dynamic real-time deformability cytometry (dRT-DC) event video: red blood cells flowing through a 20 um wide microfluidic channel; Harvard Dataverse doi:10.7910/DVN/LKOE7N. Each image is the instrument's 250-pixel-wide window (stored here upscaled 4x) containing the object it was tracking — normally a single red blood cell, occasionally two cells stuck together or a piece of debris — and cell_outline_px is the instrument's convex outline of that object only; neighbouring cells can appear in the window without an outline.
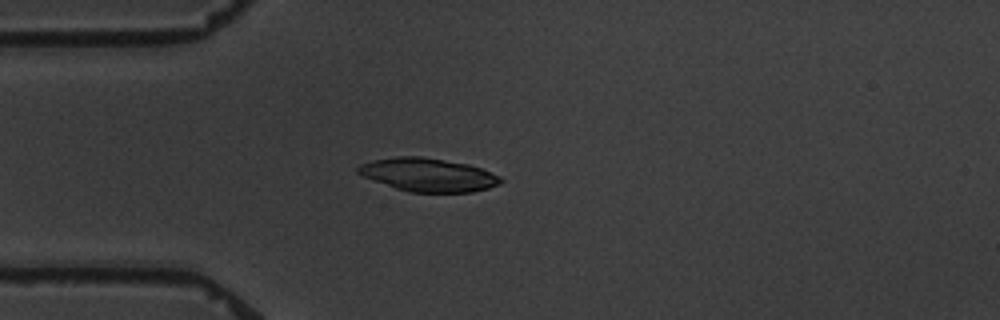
{"species": "common noctule bat (a hibernating species)", "species_latin": "Nyctalus noctula", "temperature_condition": "warm", "stored_images_in_passage": 2, "camera_frame_rate_fps": 3000, "um_per_image_px": 0.085, "animal": {"sex": "male", "body_mass_g": 19.5, "forearm_length_mm": 54.6}, "frame": {"image": 1, "passage_image": 1, "time_ms": 0.0, "image_size_px": [1000, 320], "cell_outline_px": [[504, 180], [500, 184], [488, 188], [472, 192], [408, 192], [396, 188], [364, 176], [356, 172], [356, 168], [360, 164], [372, 160], [396, 156], [420, 156], [468, 164], [480, 168], [500, 176]], "centroid_in_image_um": [36.4, 14.85], "position_along_channel_um": 48.6, "area_um2": 27.57}}